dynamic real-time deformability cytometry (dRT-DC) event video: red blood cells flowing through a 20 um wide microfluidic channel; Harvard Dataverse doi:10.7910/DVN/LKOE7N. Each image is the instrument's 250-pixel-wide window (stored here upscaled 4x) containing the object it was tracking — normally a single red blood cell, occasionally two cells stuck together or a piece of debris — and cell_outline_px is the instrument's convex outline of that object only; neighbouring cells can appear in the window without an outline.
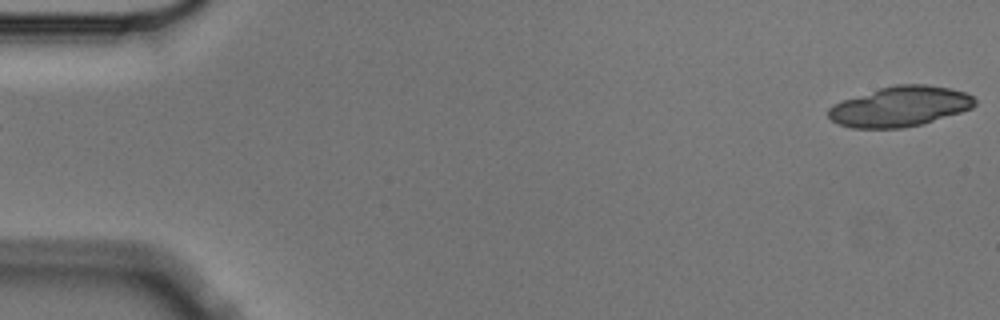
{"species": "Egyptian fruit bat (a non-hibernating species)", "species_latin": "Rousettus aegyptiacus", "temperature_condition": "cold", "stored_images_in_passage": 5, "camera_frame_rate_fps": 3000, "um_per_image_px": 0.085, "animal": {"sex": "male"}, "frame": {"image": 1, "passage_image": 1, "time_ms": 0.0, "image_size_px": [1000, 320], "cell_outline_px": [[976, 104], [972, 108], [960, 112], [920, 124], [904, 128], [852, 128], [840, 124], [832, 120], [828, 116], [828, 108], [832, 104], [880, 88], [896, 84], [924, 84], [948, 88], [964, 92], [972, 96], [976, 100]], "centroid_in_image_um": [76.49, 9.05], "position_along_channel_um": 8.5, "area_um2": 33.87}}